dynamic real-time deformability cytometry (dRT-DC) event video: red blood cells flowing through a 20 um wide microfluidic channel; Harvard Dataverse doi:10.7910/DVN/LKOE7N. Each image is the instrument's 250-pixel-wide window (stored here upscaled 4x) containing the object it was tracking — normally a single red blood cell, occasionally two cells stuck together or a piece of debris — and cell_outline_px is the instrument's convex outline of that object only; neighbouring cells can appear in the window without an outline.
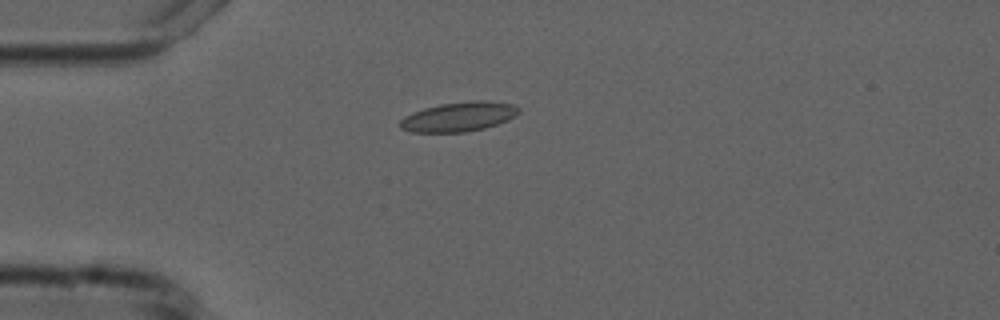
{"species": "common noctule bat (a hibernating species)", "species_latin": "Nyctalus noctula", "temperature_condition": "cold", "stored_images_in_passage": 3, "camera_frame_rate_fps": 3000, "um_per_image_px": 0.085, "animal": {"sex": "male", "forearm_length_mm": 52.5}, "frame": {"image": 1, "passage_image": 1, "time_ms": 0.0, "image_size_px": [1000, 320], "cell_outline_px": [[520, 112], [516, 116], [508, 120], [484, 128], [464, 132], [412, 132], [400, 128], [400, 120], [404, 116], [412, 112], [424, 108], [440, 104], [472, 100], [488, 100], [512, 104], [520, 108]], "centroid_in_image_um": [39.01, 9.91], "position_along_channel_um": 46.0, "area_um2": 20.52}}
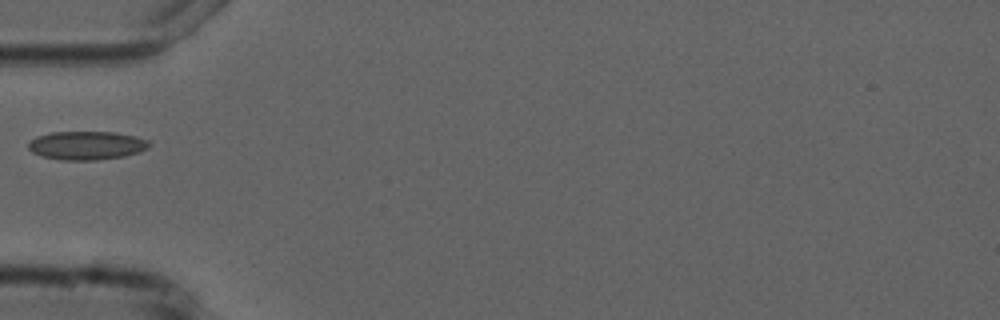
{"frame": {"image": 2, "passage_image": 2, "time_ms": 1.333, "image_size_px": [1000, 320], "cell_outline_px": [[152, 144], [148, 148], [140, 152], [124, 156], [96, 160], [60, 160], [40, 156], [32, 152], [28, 148], [28, 140], [36, 136], [52, 132], [116, 132], [136, 136], [148, 140]], "centroid_in_image_um": [7.35, 12.36], "position_along_channel_um": 77.6, "area_um2": 20.4}}
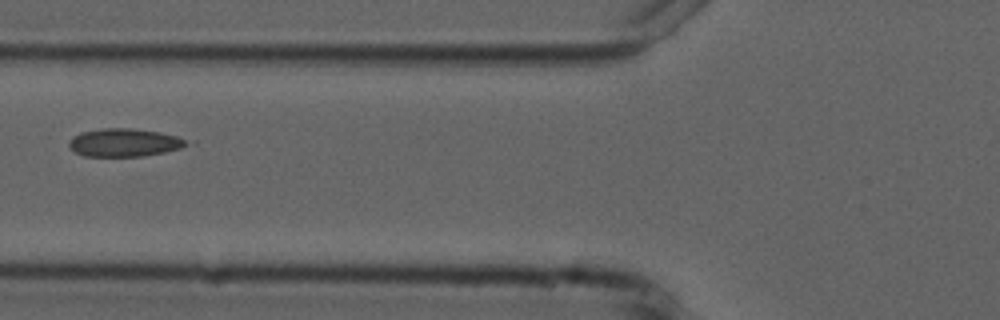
{"frame": {"image": 3, "passage_image": 3, "time_ms": 2.333, "image_size_px": [1000, 320], "cell_outline_px": [[188, 144], [180, 148], [164, 152], [144, 156], [84, 156], [76, 152], [68, 144], [72, 136], [80, 132], [104, 128], [132, 128], [160, 132], [176, 136], [184, 140]], "centroid_in_image_um": [10.53, 12.11], "position_along_channel_um": 115.3, "area_um2": 19.02}}